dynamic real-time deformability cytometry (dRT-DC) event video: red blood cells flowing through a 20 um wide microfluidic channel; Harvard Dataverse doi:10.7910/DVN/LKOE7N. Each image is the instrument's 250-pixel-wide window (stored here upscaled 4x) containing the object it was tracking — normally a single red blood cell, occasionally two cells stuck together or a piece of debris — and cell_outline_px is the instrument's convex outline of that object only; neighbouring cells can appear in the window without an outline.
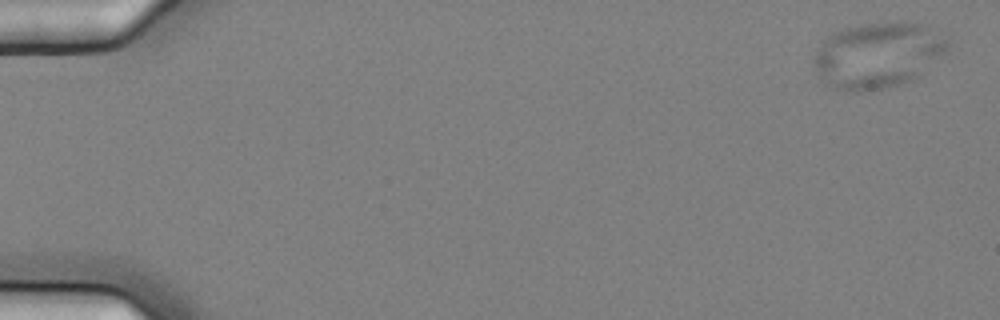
{"species": "common noctule bat (a hibernating species)", "species_latin": "Nyctalus noctula", "temperature_condition": "cold", "stored_images_in_passage": 4, "camera_frame_rate_fps": 3000, "um_per_image_px": 0.085, "animal": {"sex": "female", "body_mass_g": 25.1}, "frame": {"image": 1, "passage_image": 1, "time_ms": 0.0, "image_size_px": [1000, 320], "cell_outline_px": [[948, 48], [944, 52], [912, 80], [900, 84], [880, 88], [856, 92], [852, 92], [836, 88], [820, 76], [812, 64], [812, 60], [816, 48], [828, 36], [844, 28], [860, 24], [896, 20], [904, 20], [924, 24], [948, 40]], "centroid_in_image_um": [74.58, 4.64], "position_along_channel_um": 10.4, "area_um2": 50.92}}